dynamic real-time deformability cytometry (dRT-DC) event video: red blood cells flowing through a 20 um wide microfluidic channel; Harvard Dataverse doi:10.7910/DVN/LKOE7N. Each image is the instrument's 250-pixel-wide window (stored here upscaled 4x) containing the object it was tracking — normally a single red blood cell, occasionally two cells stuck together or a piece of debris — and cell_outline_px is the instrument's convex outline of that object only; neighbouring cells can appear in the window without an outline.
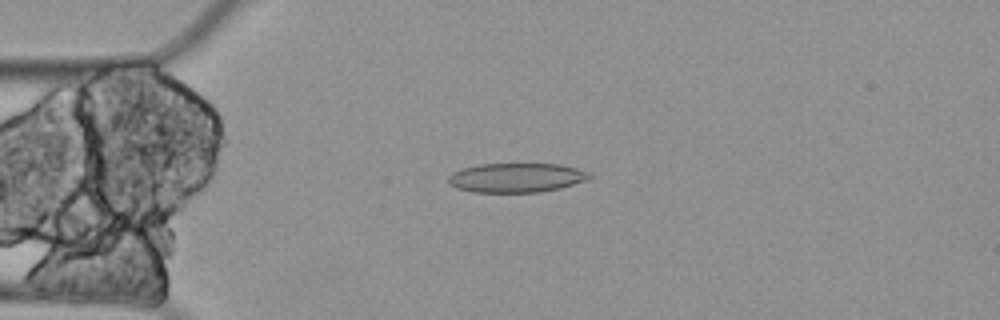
{"species": "Egyptian fruit bat (a non-hibernating species)", "species_latin": "Rousettus aegyptiacus", "temperature_condition": "cold", "stored_images_in_passage": 5, "camera_frame_rate_fps": 3000, "um_per_image_px": 0.085, "animal": {"sex": "female"}, "frame": {"image": 1, "passage_image": 4, "time_ms": 1.0, "image_size_px": [1000, 320], "cell_outline_px": [[592, 176], [588, 180], [560, 188], [540, 192], [472, 192], [456, 188], [448, 184], [448, 176], [452, 172], [460, 168], [480, 164], [560, 164], [576, 168], [588, 172]], "centroid_in_image_um": [43.86, 15.1], "position_along_channel_um": 41.1, "area_um2": 24.28}}